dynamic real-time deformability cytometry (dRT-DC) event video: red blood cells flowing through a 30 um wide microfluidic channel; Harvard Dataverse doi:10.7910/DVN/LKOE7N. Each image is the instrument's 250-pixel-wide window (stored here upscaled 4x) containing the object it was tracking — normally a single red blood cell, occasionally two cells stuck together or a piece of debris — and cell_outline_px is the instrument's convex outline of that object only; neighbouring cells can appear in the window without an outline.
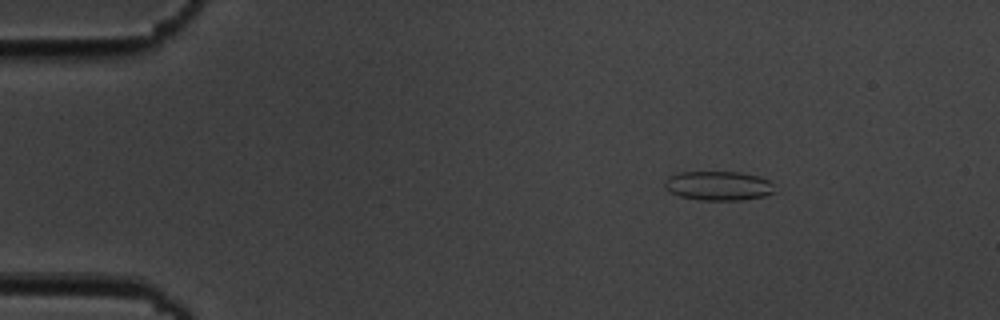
{"species": "common noctule bat (a hibernating species)", "species_latin": "Nyctalus noctula", "temperature_condition": "cold", "stored_images_in_passage": 11, "camera_frame_rate_fps": 3000, "um_per_image_px": 0.085, "animal": {"sex": "male", "body_mass_g": 19.5, "forearm_length_mm": 54.6}, "frame": {"image": 1, "passage_image": 2, "time_ms": 2.0, "image_size_px": [1000, 320], "cell_outline_px": [[772, 192], [764, 196], [740, 200], [700, 200], [680, 196], [664, 188], [664, 180], [668, 176], [680, 172], [740, 172], [756, 176], [768, 180], [772, 184]], "centroid_in_image_um": [61.0, 15.78], "position_along_channel_um": 24.0, "area_um2": 18.55}}
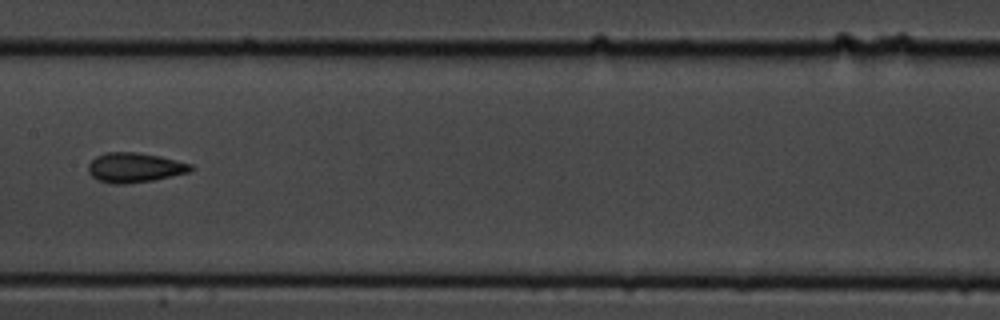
{"frame": {"image": 2, "passage_image": 8, "time_ms": 9.0, "image_size_px": [1000, 320], "cell_outline_px": [[196, 168], [188, 172], [152, 180], [124, 184], [112, 184], [100, 180], [92, 176], [88, 172], [88, 164], [96, 156], [108, 152], [136, 152], [160, 156], [192, 164]], "centroid_in_image_um": [11.45, 14.23], "position_along_channel_um": 196.0, "area_um2": 17.63}}
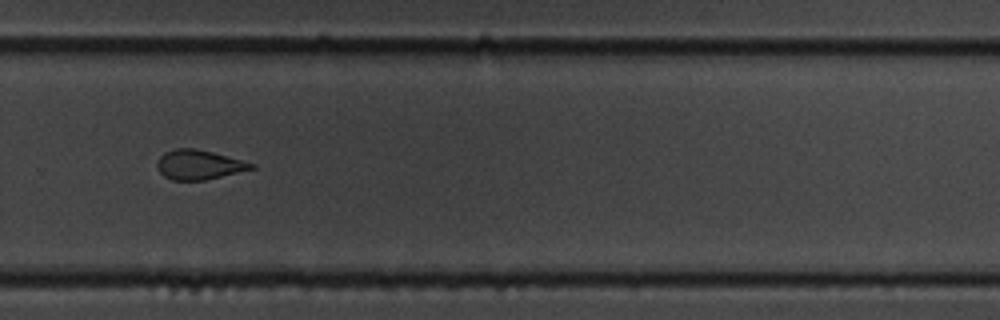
{"frame": {"image": 3, "passage_image": 11, "time_ms": 12.333, "image_size_px": [1000, 320], "cell_outline_px": [[256, 168], [204, 180], [172, 180], [164, 176], [160, 172], [156, 164], [156, 160], [164, 152], [172, 148], [192, 148], [212, 152], [256, 164]], "centroid_in_image_um": [16.87, 13.99], "position_along_channel_um": 312.9, "area_um2": 16.18}}